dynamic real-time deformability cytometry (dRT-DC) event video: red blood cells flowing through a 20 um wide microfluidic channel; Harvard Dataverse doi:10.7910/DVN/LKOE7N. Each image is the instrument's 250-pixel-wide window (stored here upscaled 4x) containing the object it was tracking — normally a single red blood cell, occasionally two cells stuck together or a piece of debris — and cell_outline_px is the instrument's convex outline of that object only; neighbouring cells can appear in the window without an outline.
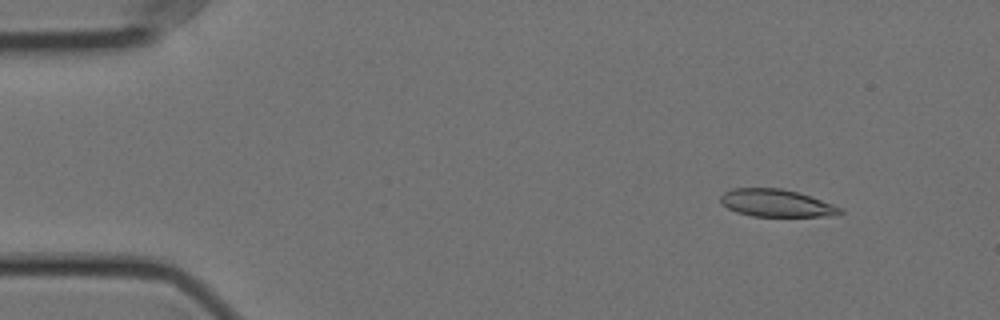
{"species": "Egyptian fruit bat (a non-hibernating species)", "species_latin": "Rousettus aegyptiacus", "temperature_condition": "cold", "stored_images_in_passage": 53, "camera_frame_rate_fps": 3000, "um_per_image_px": 0.085, "animal": {"sex": "female"}, "frame": {"image": 1, "passage_image": 3, "time_ms": 0.667, "image_size_px": [1000, 320], "cell_outline_px": [[844, 212], [836, 216], [752, 216], [736, 212], [728, 208], [720, 200], [720, 196], [724, 192], [732, 188], [780, 188], [800, 192], [844, 208]], "centroid_in_image_um": [66.04, 17.26], "position_along_channel_um": 19.0, "area_um2": 19.31}}
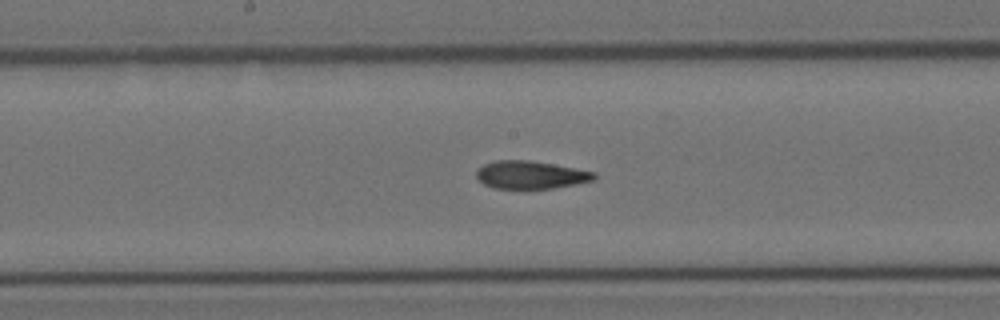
{"frame": {"image": 2, "passage_image": 26, "time_ms": 8.333, "image_size_px": [1000, 320], "cell_outline_px": [[596, 180], [552, 188], [492, 188], [484, 184], [476, 176], [476, 168], [484, 164], [496, 160], [528, 160], [552, 164], [596, 172]], "centroid_in_image_um": [45.08, 14.86], "position_along_channel_um": 203.1, "area_um2": 19.02}}
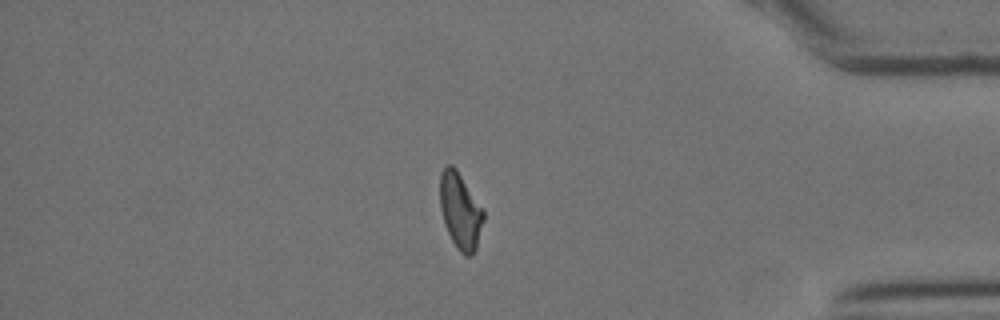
{"frame": {"image": 3, "passage_image": 45, "time_ms": 14.667, "image_size_px": [1000, 320], "cell_outline_px": [[484, 220], [476, 248], [472, 256], [464, 256], [456, 248], [444, 224], [440, 208], [440, 172], [448, 164], [452, 164], [456, 168], [484, 208]], "centroid_in_image_um": [39.13, 17.92], "position_along_channel_um": 396.1, "area_um2": 19.59}, "authors_computed_cell_mechanics": {"area_um2": 19.7098, "velocity_mm_per_s": 3.555, "shape_relaxation_time_tau1_ms": null, "shape_relaxation_time_tau2_ms": 3.0938, "deformation_change_tau1": null, "deformation_change_tau2": 0.0948}}